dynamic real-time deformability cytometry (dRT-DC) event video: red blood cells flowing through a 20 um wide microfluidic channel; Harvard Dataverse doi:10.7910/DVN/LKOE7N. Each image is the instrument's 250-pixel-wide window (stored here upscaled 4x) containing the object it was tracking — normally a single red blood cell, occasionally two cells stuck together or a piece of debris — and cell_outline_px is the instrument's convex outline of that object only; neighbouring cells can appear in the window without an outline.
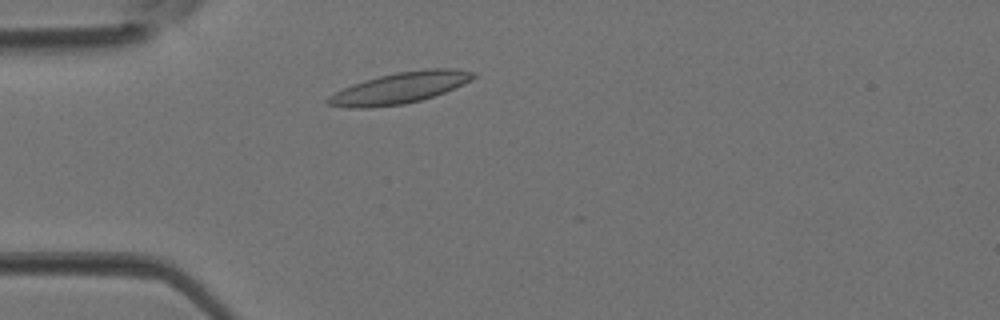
{"species": "Egyptian fruit bat (a non-hibernating species)", "species_latin": "Rousettus aegyptiacus", "temperature_condition": "room temperature", "stored_images_in_passage": 1, "camera_frame_rate_fps": 3000, "um_per_image_px": 0.085, "animal": {"sex": "female"}, "frame": {"image": 1, "passage_image": 1, "time_ms": 0.0, "image_size_px": [1000, 320], "cell_outline_px": [[476, 76], [472, 80], [444, 92], [420, 100], [404, 104], [368, 108], [348, 108], [328, 104], [324, 100], [328, 96], [352, 84], [364, 80], [396, 72], [428, 68], [456, 68], [472, 72]], "centroid_in_image_um": [33.96, 7.47], "position_along_channel_um": 51.0, "area_um2": 26.24}}